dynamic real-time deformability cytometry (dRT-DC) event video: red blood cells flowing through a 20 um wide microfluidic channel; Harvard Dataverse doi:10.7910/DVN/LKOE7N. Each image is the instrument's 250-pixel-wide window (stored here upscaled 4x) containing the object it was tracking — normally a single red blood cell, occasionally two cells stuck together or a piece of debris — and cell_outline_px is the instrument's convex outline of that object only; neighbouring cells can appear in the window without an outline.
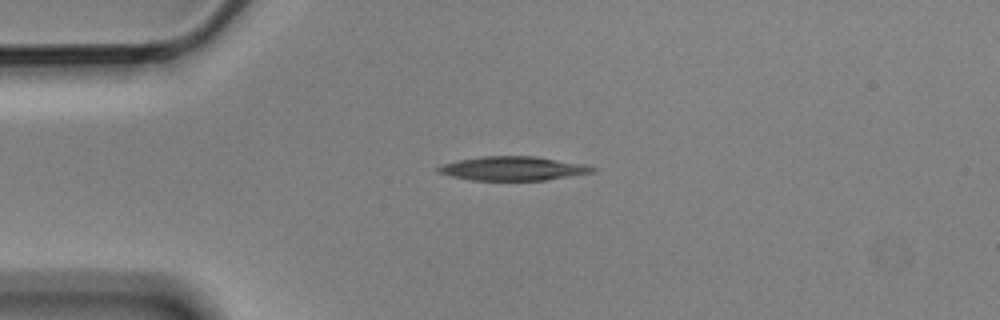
{"species": "Egyptian fruit bat (a non-hibernating species)", "species_latin": "Rousettus aegyptiacus", "temperature_condition": "cold", "stored_images_in_passage": 4, "camera_frame_rate_fps": 3000, "um_per_image_px": 0.085, "animal": {"sex": "male"}, "frame": {"image": 1, "passage_image": 1, "time_ms": 0.0, "image_size_px": [1000, 320], "cell_outline_px": [[596, 168], [592, 172], [548, 180], [472, 180], [452, 176], [440, 172], [436, 168], [444, 164], [460, 160], [484, 156], [536, 156], [584, 164]], "centroid_in_image_um": [43.64, 14.32], "position_along_channel_um": 41.4, "area_um2": 21.21}}
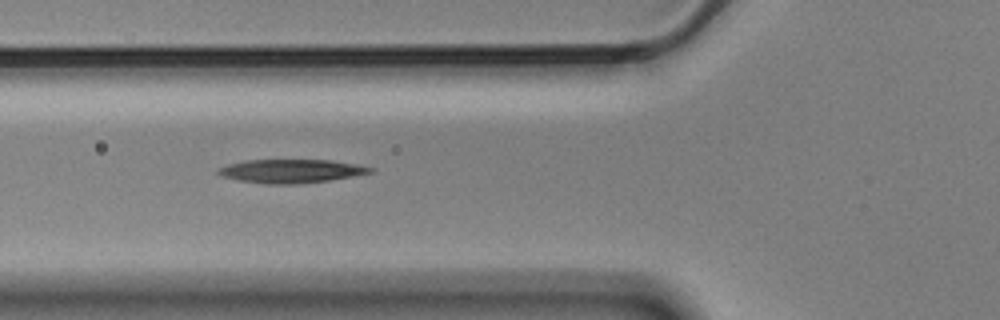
{"frame": {"image": 2, "passage_image": 3, "time_ms": 0.667, "image_size_px": [1000, 320], "cell_outline_px": [[376, 168], [372, 172], [352, 176], [328, 180], [292, 184], [268, 184], [240, 180], [224, 176], [216, 172], [216, 168], [228, 164], [248, 160], [332, 160], [356, 164]], "centroid_in_image_um": [24.75, 14.53], "position_along_channel_um": 101.1, "area_um2": 20.63}}
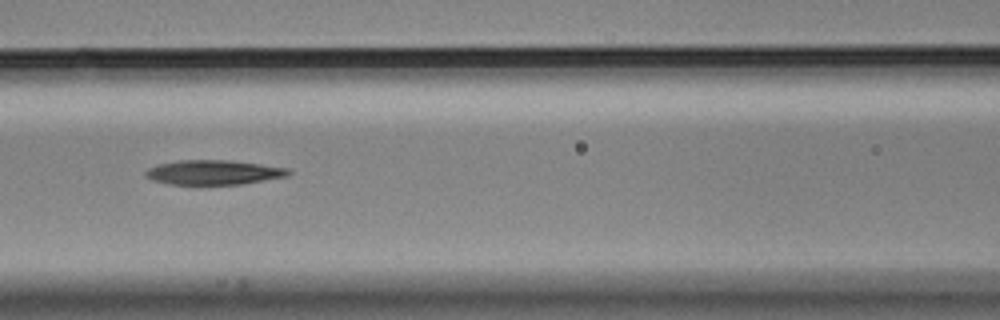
{"frame": {"image": 3, "passage_image": 4, "time_ms": 1.0, "image_size_px": [1000, 320], "cell_outline_px": [[292, 172], [288, 176], [244, 184], [200, 188], [196, 188], [168, 184], [152, 180], [144, 176], [144, 172], [148, 168], [160, 164], [180, 160], [228, 160], [260, 164], [288, 168]], "centroid_in_image_um": [18.11, 14.71], "position_along_channel_um": 148.5, "area_um2": 21.62}}